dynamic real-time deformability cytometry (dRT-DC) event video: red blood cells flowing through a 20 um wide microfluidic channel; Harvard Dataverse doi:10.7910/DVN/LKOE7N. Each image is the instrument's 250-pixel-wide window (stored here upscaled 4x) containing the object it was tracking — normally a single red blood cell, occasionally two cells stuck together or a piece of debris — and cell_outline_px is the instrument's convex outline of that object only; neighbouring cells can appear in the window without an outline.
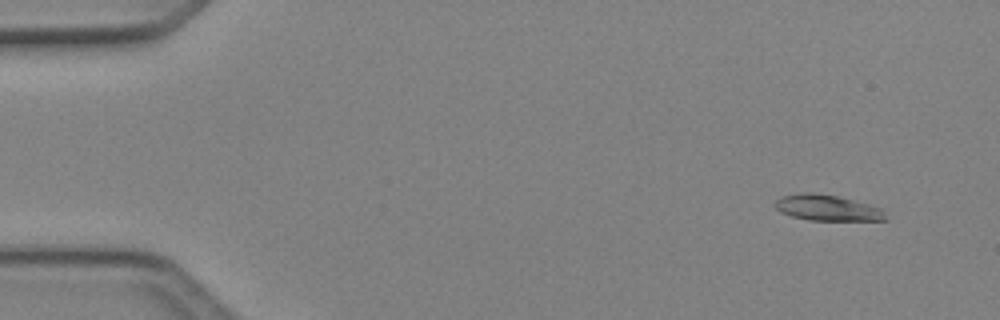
{"species": "Egyptian fruit bat (a non-hibernating species)", "species_latin": "Rousettus aegyptiacus", "temperature_condition": "cold", "stored_images_in_passage": 4, "camera_frame_rate_fps": 3000, "um_per_image_px": 0.085, "animal": {"sex": "female"}, "frame": {"image": 1, "passage_image": 1, "time_ms": 0.0, "image_size_px": [1000, 320], "cell_outline_px": [[888, 220], [808, 220], [792, 216], [780, 212], [772, 204], [776, 200], [784, 196], [800, 192], [812, 192], [836, 196], [868, 204], [880, 208], [884, 212]], "centroid_in_image_um": [70.28, 17.66], "position_along_channel_um": 14.7, "area_um2": 16.53}}
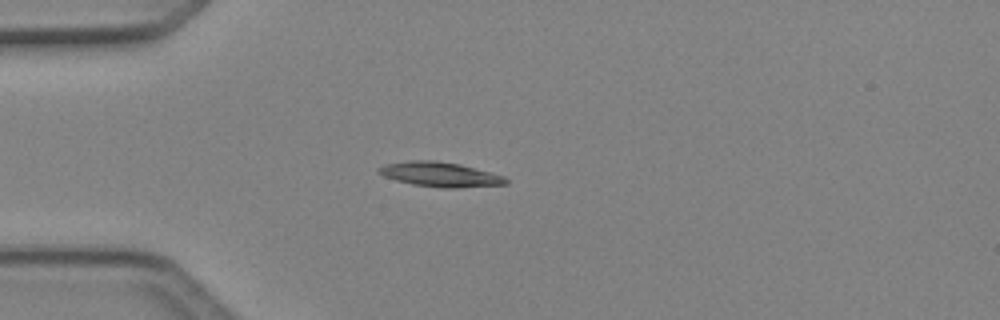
{"frame": {"image": 2, "passage_image": 4, "time_ms": 1.0, "image_size_px": [1000, 320], "cell_outline_px": [[508, 184], [456, 188], [440, 188], [412, 184], [396, 180], [384, 176], [376, 172], [376, 168], [384, 164], [412, 160], [432, 160], [460, 164], [504, 176], [508, 180]], "centroid_in_image_um": [37.37, 14.83], "position_along_channel_um": 47.6, "area_um2": 18.32}}